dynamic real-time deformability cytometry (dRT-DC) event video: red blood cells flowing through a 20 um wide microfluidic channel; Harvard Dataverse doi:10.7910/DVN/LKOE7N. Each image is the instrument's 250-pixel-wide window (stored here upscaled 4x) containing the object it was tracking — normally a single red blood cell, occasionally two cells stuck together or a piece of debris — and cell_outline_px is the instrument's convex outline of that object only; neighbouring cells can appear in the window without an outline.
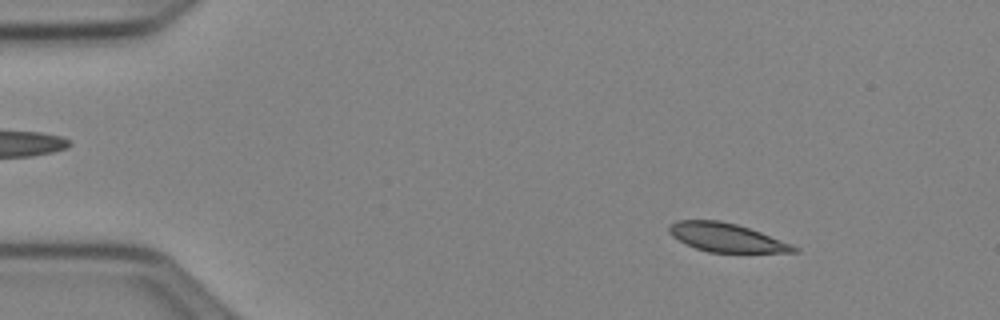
{"species": "Egyptian fruit bat (a non-hibernating species)", "species_latin": "Rousettus aegyptiacus", "temperature_condition": "cold", "stored_images_in_passage": 5, "camera_frame_rate_fps": 3000, "um_per_image_px": 0.085, "animal": {"sex": "female"}, "frame": {"image": 1, "passage_image": 1, "time_ms": 0.0, "image_size_px": [1000, 320], "cell_outline_px": [[800, 252], [708, 252], [696, 248], [672, 236], [668, 232], [668, 224], [676, 220], [720, 220], [736, 224], [760, 232], [792, 244], [800, 248]], "centroid_in_image_um": [61.73, 20.18], "position_along_channel_um": 23.3, "area_um2": 20.69}}